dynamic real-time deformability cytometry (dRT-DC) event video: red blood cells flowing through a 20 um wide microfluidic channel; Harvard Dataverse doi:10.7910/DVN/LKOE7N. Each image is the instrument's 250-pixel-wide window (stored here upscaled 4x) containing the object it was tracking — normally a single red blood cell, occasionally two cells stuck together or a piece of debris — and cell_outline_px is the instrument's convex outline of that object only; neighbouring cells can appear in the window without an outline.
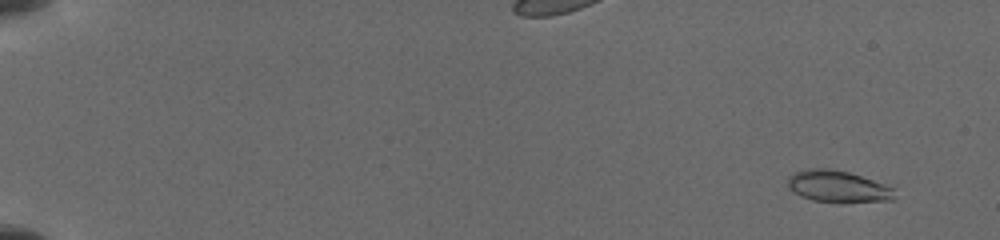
{"species": "common noctule bat (a hibernating species)", "species_latin": "Nyctalus noctula", "temperature_condition": "cold", "stored_images_in_passage": 19, "camera_frame_rate_fps": 3000, "um_per_image_px": 0.085, "animal": {"sex": "female", "body_mass_g": 19.5, "forearm_length_mm": 54.1}, "frame": {"image": 1, "passage_image": 3, "time_ms": 1.333, "image_size_px": [1000, 240], "cell_outline_px": [[892, 200], [812, 200], [800, 196], [788, 188], [788, 176], [796, 172], [808, 168], [824, 168], [848, 172], [884, 184], [892, 188]], "centroid_in_image_um": [71.11, 15.8], "position_along_channel_um": 13.9, "area_um2": 18.67}}
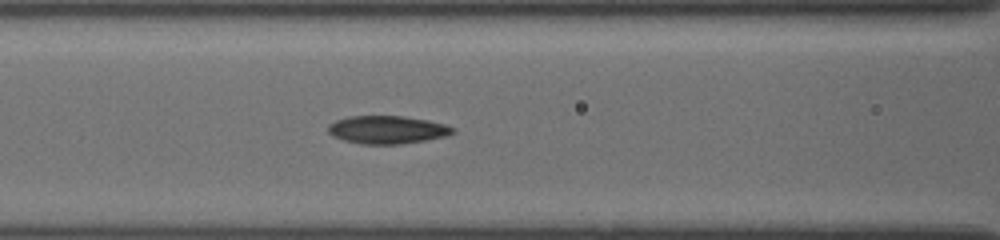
{"frame": {"image": 2, "passage_image": 13, "time_ms": 8.667, "image_size_px": [1000, 240], "cell_outline_px": [[456, 132], [444, 136], [424, 140], [400, 144], [364, 144], [344, 140], [332, 136], [328, 132], [328, 124], [336, 120], [348, 116], [404, 116], [428, 120], [444, 124], [456, 128]], "centroid_in_image_um": [32.9, 11.02], "position_along_channel_um": 133.7, "area_um2": 20.29}}
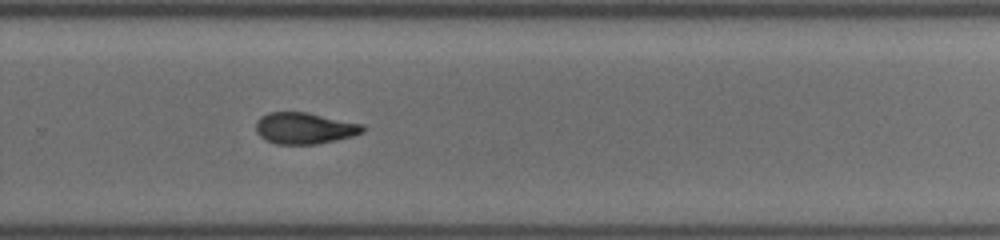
{"frame": {"image": 3, "passage_image": 19, "time_ms": 13.0, "image_size_px": [1000, 240], "cell_outline_px": [[364, 132], [352, 136], [336, 140], [316, 144], [276, 144], [264, 140], [256, 132], [256, 120], [260, 116], [268, 112], [308, 112], [364, 124]], "centroid_in_image_um": [25.87, 10.89], "position_along_channel_um": 303.9, "area_um2": 19.77}}